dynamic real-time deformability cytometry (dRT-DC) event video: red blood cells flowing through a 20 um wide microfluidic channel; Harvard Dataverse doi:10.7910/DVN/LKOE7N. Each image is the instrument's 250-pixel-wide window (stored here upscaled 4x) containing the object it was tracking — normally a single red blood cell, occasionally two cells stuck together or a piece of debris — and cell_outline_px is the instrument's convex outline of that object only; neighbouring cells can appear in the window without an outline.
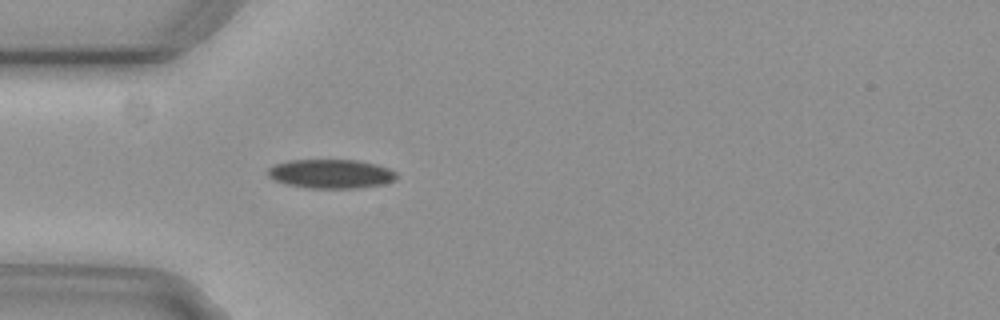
{"species": "common noctule bat (a hibernating species)", "species_latin": "Nyctalus noctula", "temperature_condition": "cold", "stored_images_in_passage": 2, "camera_frame_rate_fps": 3000, "um_per_image_px": 0.085, "animal": {"sex": "female", "body_mass_g": 29.2, "forearm_length_mm": 56.3}, "frame": {"image": 1, "passage_image": 2, "time_ms": 0.333, "image_size_px": [1000, 320], "cell_outline_px": [[396, 180], [384, 184], [352, 188], [312, 188], [288, 184], [276, 180], [268, 176], [268, 168], [272, 164], [288, 160], [356, 160], [376, 164], [388, 168], [396, 172]], "centroid_in_image_um": [28.12, 14.76], "position_along_channel_um": 56.9, "area_um2": 21.68}}